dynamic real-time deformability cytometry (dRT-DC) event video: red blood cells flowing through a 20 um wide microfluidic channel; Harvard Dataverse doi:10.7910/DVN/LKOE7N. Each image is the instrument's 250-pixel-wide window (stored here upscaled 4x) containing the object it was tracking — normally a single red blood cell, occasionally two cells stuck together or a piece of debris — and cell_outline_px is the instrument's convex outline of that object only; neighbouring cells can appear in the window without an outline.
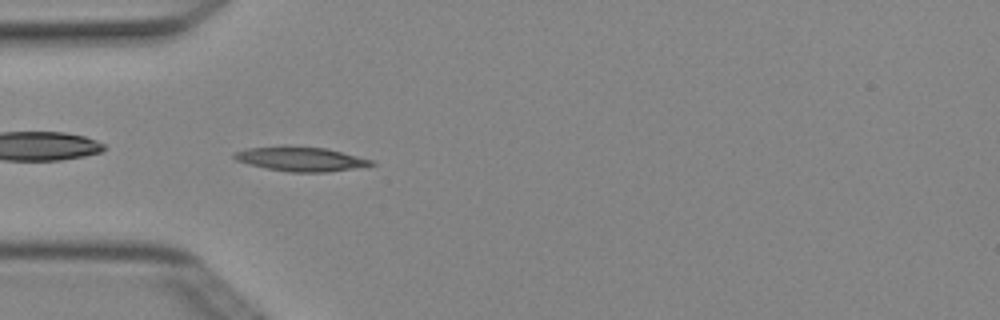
{"species": "Egyptian fruit bat (a non-hibernating species)", "species_latin": "Rousettus aegyptiacus", "temperature_condition": "cold", "stored_images_in_passage": 5, "camera_frame_rate_fps": 3000, "um_per_image_px": 0.085, "animal": {"sex": "female"}, "frame": {"image": 1, "passage_image": 4, "time_ms": 1.0, "image_size_px": [1000, 320], "cell_outline_px": [[376, 164], [328, 172], [288, 172], [248, 164], [236, 160], [232, 156], [232, 152], [244, 148], [284, 144], [288, 144], [328, 148], [372, 160]], "centroid_in_image_um": [25.47, 13.47], "position_along_channel_um": 59.5, "area_um2": 19.94}}
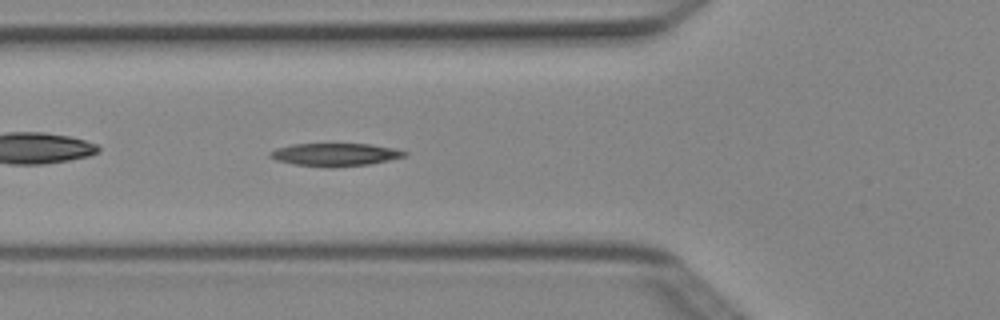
{"frame": {"image": 2, "passage_image": 5, "time_ms": 1.333, "image_size_px": [1000, 320], "cell_outline_px": [[408, 152], [404, 156], [388, 160], [368, 164], [328, 168], [292, 164], [276, 160], [268, 156], [268, 152], [276, 148], [292, 144], [372, 144], [392, 148]], "centroid_in_image_um": [28.41, 13.14], "position_along_channel_um": 97.4, "area_um2": 17.92}}